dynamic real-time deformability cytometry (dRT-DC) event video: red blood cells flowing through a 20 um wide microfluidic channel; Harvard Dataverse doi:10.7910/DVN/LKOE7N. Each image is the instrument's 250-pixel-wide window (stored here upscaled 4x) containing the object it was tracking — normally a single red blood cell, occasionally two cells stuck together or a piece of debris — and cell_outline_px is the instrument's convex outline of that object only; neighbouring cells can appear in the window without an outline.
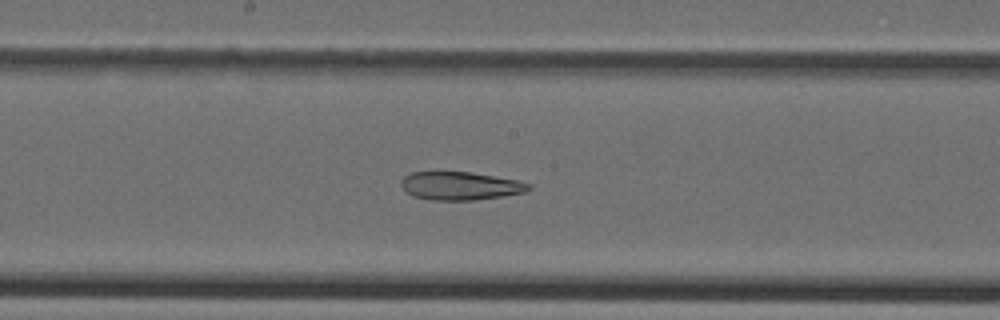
{"species": "Egyptian fruit bat (a non-hibernating species)", "species_latin": "Rousettus aegyptiacus", "temperature_condition": "cold", "stored_images_in_passage": 34, "camera_frame_rate_fps": 3000, "um_per_image_px": 0.085, "animal": {"sex": "female"}, "frame": {"image": 1, "passage_image": 12, "time_ms": 3.667, "image_size_px": [1000, 320], "cell_outline_px": [[532, 188], [524, 192], [500, 196], [472, 200], [432, 200], [412, 196], [400, 184], [400, 180], [404, 176], [412, 172], [436, 168], [472, 172], [516, 180], [532, 184]], "centroid_in_image_um": [39.04, 15.74], "position_along_channel_um": 209.2, "area_um2": 21.68}}
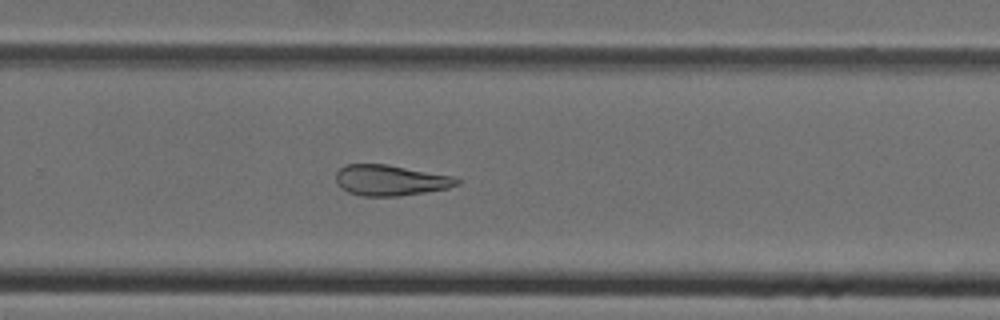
{"frame": {"image": 2, "passage_image": 18, "time_ms": 5.667, "image_size_px": [1000, 320], "cell_outline_px": [[460, 184], [448, 188], [400, 196], [360, 196], [348, 192], [340, 188], [336, 184], [336, 172], [340, 168], [348, 164], [388, 164], [456, 176], [460, 180]], "centroid_in_image_um": [33.2, 15.32], "position_along_channel_um": 296.6, "area_um2": 21.96}}
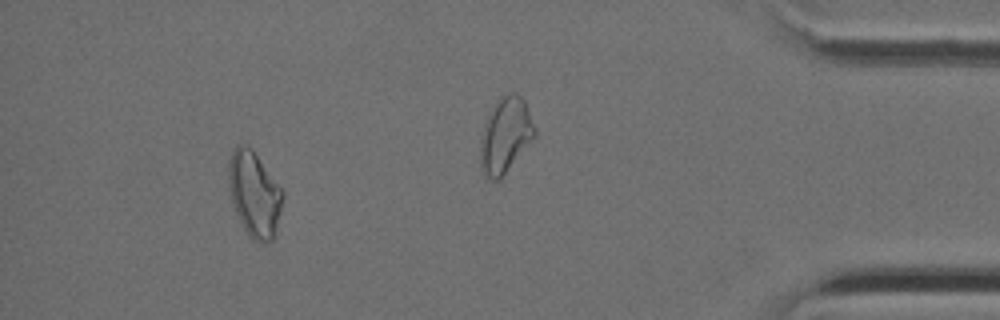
{"frame": {"image": 3, "passage_image": 30, "time_ms": 9.667, "image_size_px": [1000, 320], "cell_outline_px": [[284, 196], [276, 228], [272, 240], [260, 244], [252, 240], [244, 228], [236, 212], [228, 188], [228, 160], [236, 144], [244, 144], [252, 148], [284, 192]], "centroid_in_image_um": [21.6, 16.47], "position_along_channel_um": 413.6, "area_um2": 26.93}}